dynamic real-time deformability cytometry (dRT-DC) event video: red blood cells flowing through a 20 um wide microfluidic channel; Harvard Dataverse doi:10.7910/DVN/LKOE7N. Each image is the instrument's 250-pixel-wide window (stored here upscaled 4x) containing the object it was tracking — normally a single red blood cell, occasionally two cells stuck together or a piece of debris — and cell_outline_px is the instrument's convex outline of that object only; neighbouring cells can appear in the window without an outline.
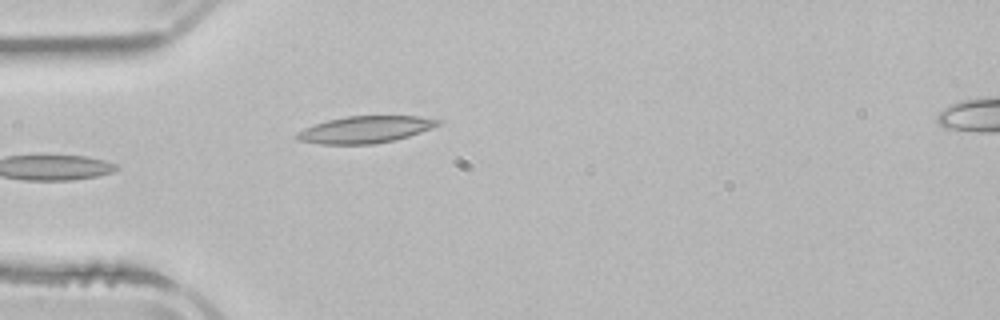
{"species": "common noctule bat (a hibernating species)", "species_latin": "Nyctalus noctula", "temperature_condition": "room temperature", "stored_images_in_passage": 4, "camera_frame_rate_fps": 3000, "um_per_image_px": 0.085, "animal": {"sex": "male", "body_mass_g": 21.5, "forearm_length_mm": 52.0}, "frame": {"image": 1, "passage_image": 4, "time_ms": 4.333, "image_size_px": [1000, 320], "cell_outline_px": [[444, 124], [396, 140], [372, 144], [320, 144], [296, 140], [292, 136], [296, 132], [304, 128], [328, 120], [348, 116], [420, 116], [444, 120]], "centroid_in_image_um": [31.07, 11.01], "position_along_channel_um": 53.9, "area_um2": 22.37}}